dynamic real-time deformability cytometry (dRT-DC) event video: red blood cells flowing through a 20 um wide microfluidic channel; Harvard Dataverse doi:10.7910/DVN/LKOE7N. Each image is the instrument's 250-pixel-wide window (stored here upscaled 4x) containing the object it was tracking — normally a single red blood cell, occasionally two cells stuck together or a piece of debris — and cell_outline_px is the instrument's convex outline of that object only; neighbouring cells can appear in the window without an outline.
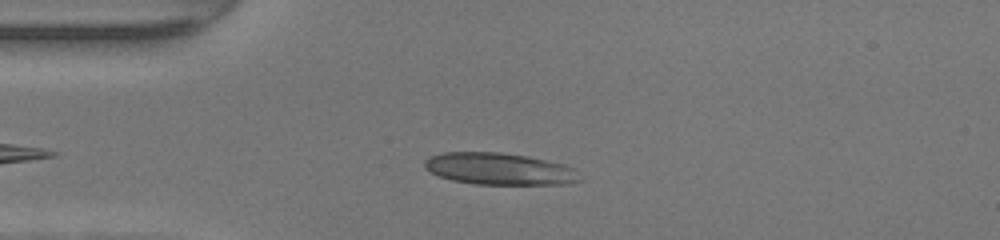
{"species": "human", "species_latin": "Homo sapiens", "temperature_condition": "warm", "stored_images_in_passage": 44, "camera_frame_rate_fps": 3000, "um_per_image_px": 0.085, "donor": {"sex": "female"}, "frame": {"image": 1, "passage_image": 8, "time_ms": 2.333, "image_size_px": [1000, 240], "cell_outline_px": [[580, 180], [568, 184], [472, 184], [452, 180], [440, 176], [424, 168], [424, 160], [432, 156], [444, 152], [500, 152], [528, 156], [564, 164], [576, 168]], "centroid_in_image_um": [42.46, 14.35], "position_along_channel_um": 42.5, "area_um2": 28.84}}
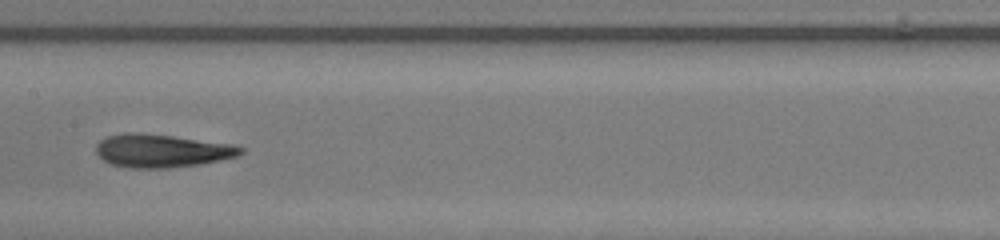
{"frame": {"image": 2, "passage_image": 20, "time_ms": 6.333, "image_size_px": [1000, 240], "cell_outline_px": [[244, 152], [236, 156], [220, 160], [196, 164], [168, 168], [128, 168], [112, 164], [104, 160], [96, 152], [96, 144], [100, 140], [108, 136], [124, 132], [136, 132], [172, 136], [232, 144], [244, 148]], "centroid_in_image_um": [13.72, 12.81], "position_along_channel_um": 193.7, "area_um2": 27.74}}
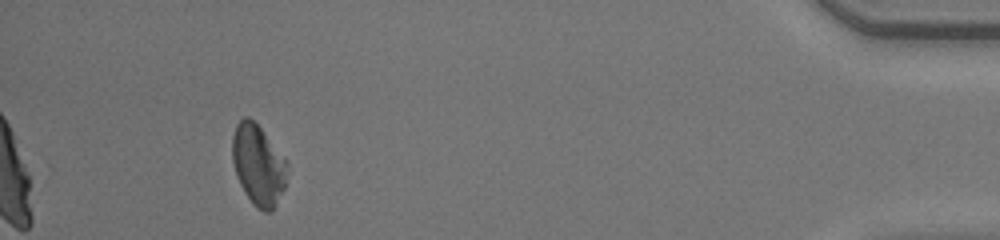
{"frame": {"image": 3, "passage_image": 40, "time_ms": 13.0, "image_size_px": [1000, 240], "cell_outline_px": [[288, 164], [284, 188], [276, 204], [268, 212], [264, 212], [252, 204], [244, 192], [240, 184], [232, 160], [232, 136], [236, 124], [244, 116], [248, 116], [260, 128]], "centroid_in_image_um": [21.92, 14.02], "position_along_channel_um": 413.3, "area_um2": 25.26}, "authors_computed_cell_mechanics": {"area_um2": 27.6284, "velocity_mm_per_s": 4.3308, "shape_relaxation_time_tau1_ms": 7.5346, "shape_relaxation_time_tau2_ms": 1.5282, "deformation_change_tau1": 0.2558, "deformation_change_tau2": 0.071}}